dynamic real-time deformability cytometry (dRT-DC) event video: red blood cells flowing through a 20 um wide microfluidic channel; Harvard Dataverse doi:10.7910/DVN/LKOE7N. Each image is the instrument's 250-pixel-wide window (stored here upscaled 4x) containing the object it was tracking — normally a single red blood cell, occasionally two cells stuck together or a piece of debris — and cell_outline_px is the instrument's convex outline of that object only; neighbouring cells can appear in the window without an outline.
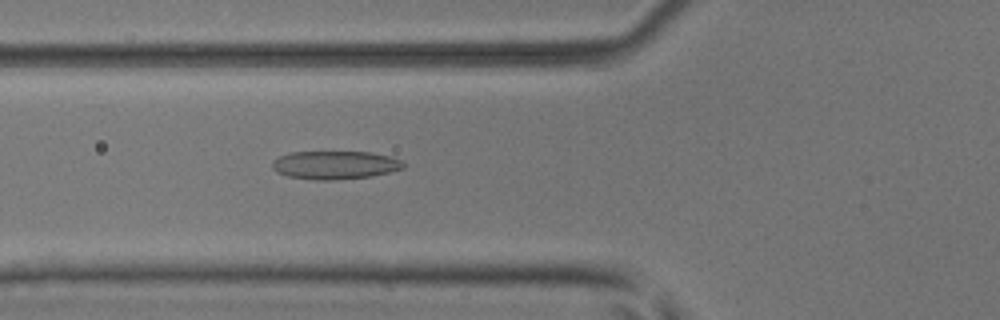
{"species": "common noctule bat (a hibernating species)", "species_latin": "Nyctalus noctula", "temperature_condition": "room temperature", "stored_images_in_passage": 45, "camera_frame_rate_fps": 3000, "um_per_image_px": 0.085, "animal": {"sex": "male", "body_mass_g": 17.9, "forearm_length_mm": 54.2}, "frame": {"image": 1, "passage_image": 13, "time_ms": 4.0, "image_size_px": [1000, 320], "cell_outline_px": [[404, 168], [392, 172], [372, 176], [332, 180], [316, 180], [288, 176], [276, 172], [272, 168], [272, 160], [288, 152], [372, 152], [392, 156], [400, 160], [404, 164]], "centroid_in_image_um": [28.48, 14.02], "position_along_channel_um": 97.3, "area_um2": 21.79}}
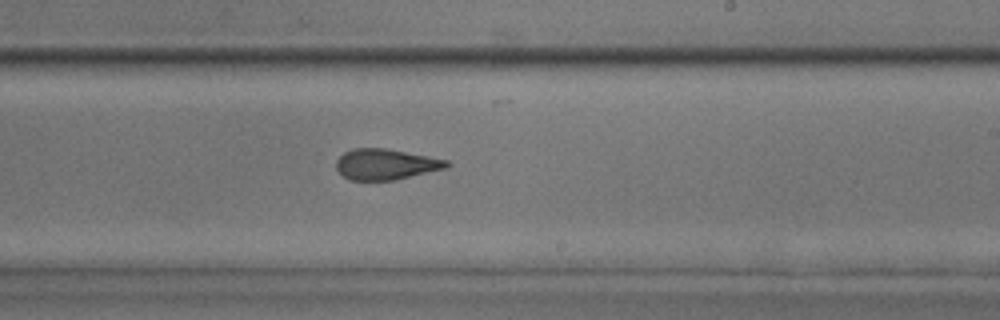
{"frame": {"image": 2, "passage_image": 25, "time_ms": 8.0, "image_size_px": [1000, 320], "cell_outline_px": [[452, 164], [448, 168], [392, 180], [348, 180], [336, 168], [336, 160], [344, 152], [352, 148], [384, 148], [448, 160]], "centroid_in_image_um": [32.79, 13.96], "position_along_channel_um": 256.2, "area_um2": 19.71}}
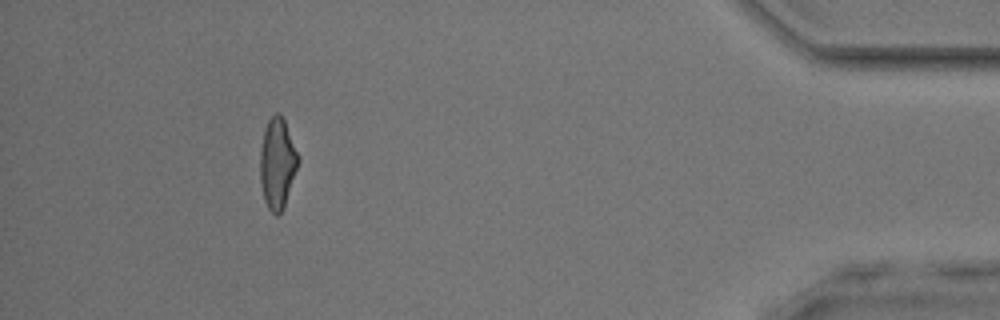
{"frame": {"image": 3, "passage_image": 41, "time_ms": 13.333, "image_size_px": [1000, 320], "cell_outline_px": [[300, 160], [284, 208], [276, 216], [268, 208], [264, 200], [260, 180], [260, 148], [264, 132], [268, 120], [276, 112], [280, 112], [284, 120], [300, 156]], "centroid_in_image_um": [23.59, 13.89], "position_along_channel_um": 411.6, "area_um2": 20.23}, "authors_computed_cell_mechanics": {"area_um2": 20.3456, "velocity_mm_per_s": 3.9832, "shape_relaxation_time_tau1_ms": 4.0333, "shape_relaxation_time_tau2_ms": 2.2254, "deformation_change_tau1": 0.1367, "deformation_change_tau2": 0.1103}}